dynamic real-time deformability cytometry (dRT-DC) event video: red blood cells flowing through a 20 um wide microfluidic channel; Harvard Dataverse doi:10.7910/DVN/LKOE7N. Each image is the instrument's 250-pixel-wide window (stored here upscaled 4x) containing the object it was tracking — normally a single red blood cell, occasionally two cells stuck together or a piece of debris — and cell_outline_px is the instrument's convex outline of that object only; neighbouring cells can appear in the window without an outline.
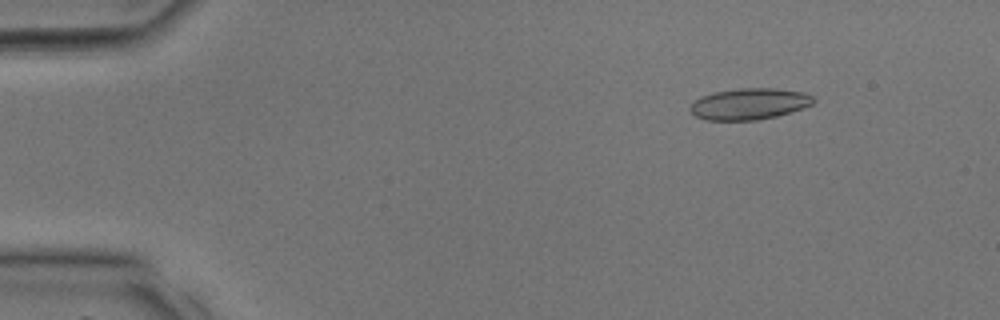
{"species": "common noctule bat (a hibernating species)", "species_latin": "Nyctalus noctula", "temperature_condition": "room temperature", "stored_images_in_passage": 31, "camera_frame_rate_fps": 3000, "um_per_image_px": 0.085, "animal": {"sex": "male", "body_mass_g": 17.9, "forearm_length_mm": 54.2}, "frame": {"image": 1, "passage_image": 1, "time_ms": 0.0, "image_size_px": [1000, 320], "cell_outline_px": [[816, 100], [812, 104], [776, 116], [756, 120], [704, 120], [696, 116], [688, 108], [700, 96], [712, 92], [740, 88], [776, 88], [804, 92], [812, 96]], "centroid_in_image_um": [63.66, 8.82], "position_along_channel_um": 21.3, "area_um2": 22.43}}
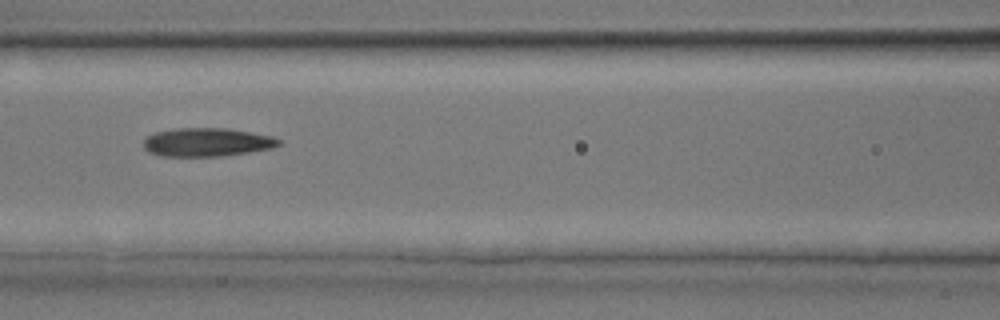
{"frame": {"image": 2, "passage_image": 12, "time_ms": 3.667, "image_size_px": [1000, 320], "cell_outline_px": [[280, 144], [272, 148], [248, 152], [220, 156], [160, 156], [148, 152], [144, 148], [144, 140], [148, 136], [156, 132], [180, 128], [224, 128], [272, 136], [280, 140]], "centroid_in_image_um": [17.56, 12.09], "position_along_channel_um": 149.0, "area_um2": 22.2}}
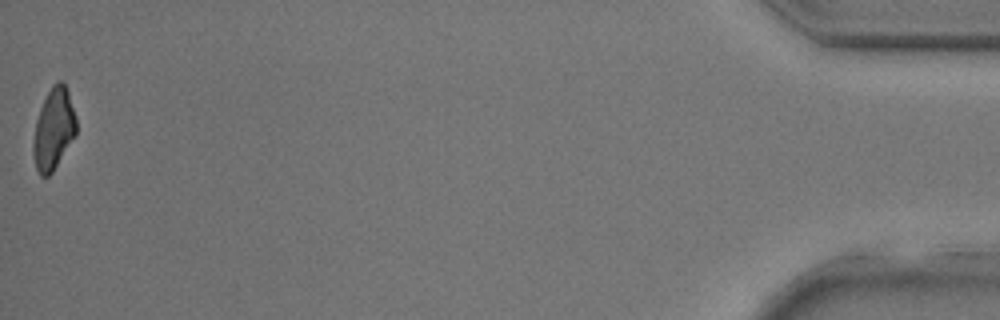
{"frame": {"image": 3, "passage_image": 31, "time_ms": 10.0, "image_size_px": [1000, 320], "cell_outline_px": [[76, 136], [52, 172], [48, 176], [40, 176], [36, 168], [32, 152], [32, 144], [36, 120], [40, 108], [52, 84], [56, 80], [60, 80], [64, 84], [68, 92], [76, 116]], "centroid_in_image_um": [4.55, 10.97], "position_along_channel_um": 430.6, "area_um2": 20.46}}